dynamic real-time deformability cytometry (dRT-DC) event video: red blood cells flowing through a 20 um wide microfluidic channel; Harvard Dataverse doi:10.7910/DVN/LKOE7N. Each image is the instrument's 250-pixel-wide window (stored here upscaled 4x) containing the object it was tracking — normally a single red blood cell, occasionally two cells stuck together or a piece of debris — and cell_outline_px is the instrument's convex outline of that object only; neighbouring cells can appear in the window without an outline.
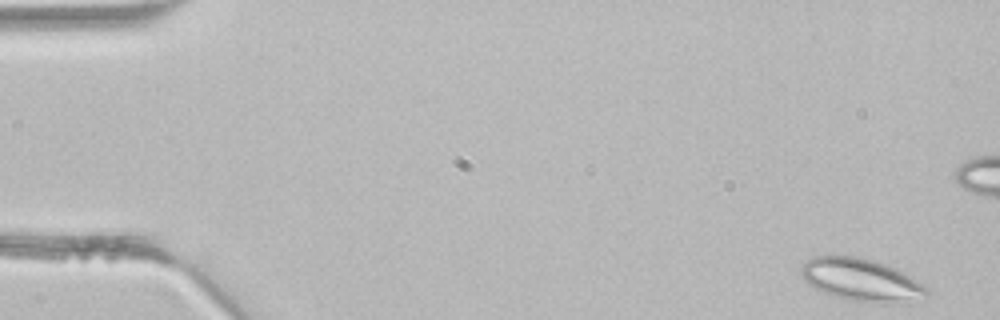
{"species": "common noctule bat (a hibernating species)", "species_latin": "Nyctalus noctula", "temperature_condition": "room temperature", "stored_images_in_passage": 3, "camera_frame_rate_fps": 3000, "um_per_image_px": 0.085, "animal": {"sex": "male", "body_mass_g": 21.5, "forearm_length_mm": 52.0}, "frame": {"image": 1, "passage_image": 1, "time_ms": 0.0, "image_size_px": [1000, 320], "cell_outline_px": [[928, 296], [888, 300], [856, 300], [836, 296], [824, 292], [808, 284], [804, 280], [800, 272], [800, 268], [808, 260], [816, 256], [860, 256], [876, 260], [896, 268], [912, 276], [928, 288]], "centroid_in_image_um": [73.14, 23.7], "position_along_channel_um": 11.9, "area_um2": 29.88}}